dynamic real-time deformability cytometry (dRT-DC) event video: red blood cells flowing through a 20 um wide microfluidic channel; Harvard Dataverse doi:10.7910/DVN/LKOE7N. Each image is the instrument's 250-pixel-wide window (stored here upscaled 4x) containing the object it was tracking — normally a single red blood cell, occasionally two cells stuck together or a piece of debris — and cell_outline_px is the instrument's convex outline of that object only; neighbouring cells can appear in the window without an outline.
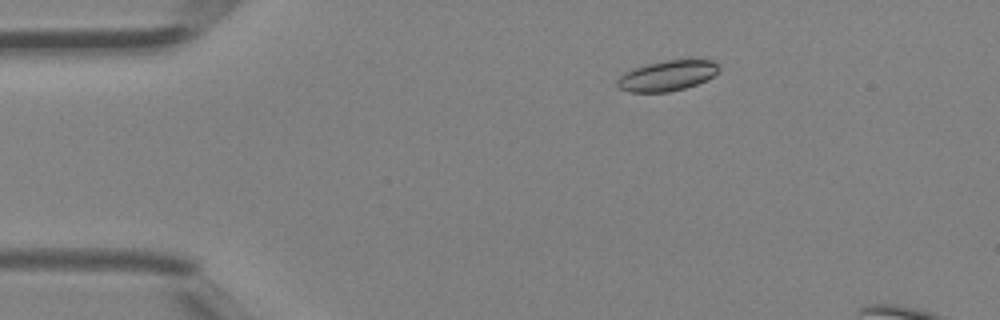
{"species": "Egyptian fruit bat (a non-hibernating species)", "species_latin": "Rousettus aegyptiacus", "temperature_condition": "room temperature", "stored_images_in_passage": 7, "camera_frame_rate_fps": 3000, "um_per_image_px": 0.085, "animal": {"sex": "female"}, "frame": {"image": 1, "passage_image": 1, "time_ms": 0.0, "image_size_px": [1000, 320], "cell_outline_px": [[720, 72], [696, 84], [684, 88], [668, 92], [628, 92], [620, 88], [616, 84], [616, 80], [620, 76], [632, 68], [648, 64], [668, 60], [712, 60], [720, 68]], "centroid_in_image_um": [56.69, 6.44], "position_along_channel_um": 28.3, "area_um2": 17.8}}